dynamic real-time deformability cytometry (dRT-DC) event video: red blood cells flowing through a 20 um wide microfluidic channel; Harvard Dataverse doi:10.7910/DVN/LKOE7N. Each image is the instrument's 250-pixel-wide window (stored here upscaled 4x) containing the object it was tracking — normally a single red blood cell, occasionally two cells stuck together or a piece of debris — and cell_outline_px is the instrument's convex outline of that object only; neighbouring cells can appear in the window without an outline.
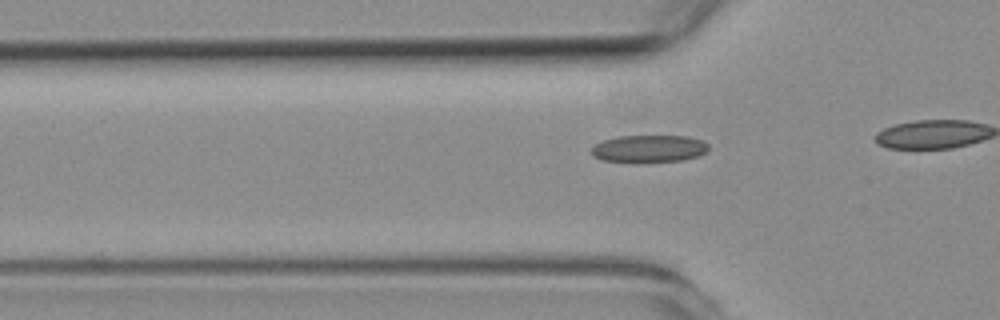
{"species": "common noctule bat (a hibernating species)", "species_latin": "Nyctalus noctula", "temperature_condition": "room temperature", "stored_images_in_passage": 15, "camera_frame_rate_fps": 3000, "um_per_image_px": 0.085, "animal": {"sex": "female", "body_mass_g": 19.3, "forearm_length_mm": 54.1}, "frame": {"image": 1, "passage_image": 7, "time_ms": 2.0, "image_size_px": [1000, 320], "cell_outline_px": [[708, 152], [700, 156], [684, 160], [600, 160], [592, 156], [592, 148], [596, 144], [604, 140], [616, 136], [688, 136], [700, 140], [708, 144]], "centroid_in_image_um": [55.21, 12.6], "position_along_channel_um": 70.6, "area_um2": 18.09}}
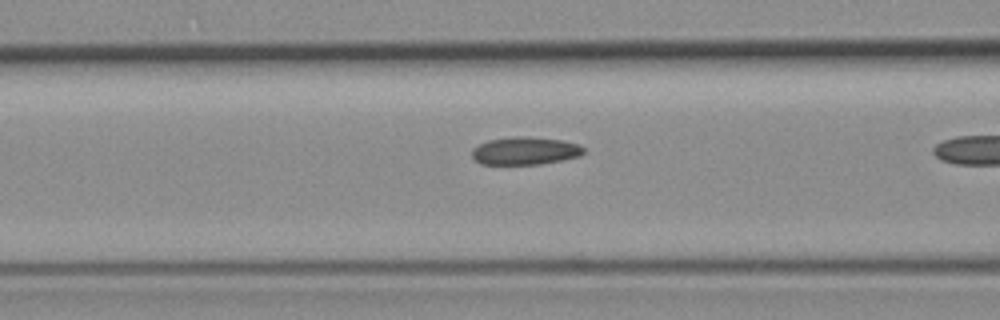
{"frame": {"image": 2, "passage_image": 11, "time_ms": 3.333, "image_size_px": [1000, 320], "cell_outline_px": [[584, 152], [580, 156], [540, 164], [480, 164], [472, 156], [472, 148], [488, 140], [516, 136], [524, 136], [564, 140], [580, 144], [584, 148]], "centroid_in_image_um": [44.65, 12.81], "position_along_channel_um": 122.0, "area_um2": 18.09}}